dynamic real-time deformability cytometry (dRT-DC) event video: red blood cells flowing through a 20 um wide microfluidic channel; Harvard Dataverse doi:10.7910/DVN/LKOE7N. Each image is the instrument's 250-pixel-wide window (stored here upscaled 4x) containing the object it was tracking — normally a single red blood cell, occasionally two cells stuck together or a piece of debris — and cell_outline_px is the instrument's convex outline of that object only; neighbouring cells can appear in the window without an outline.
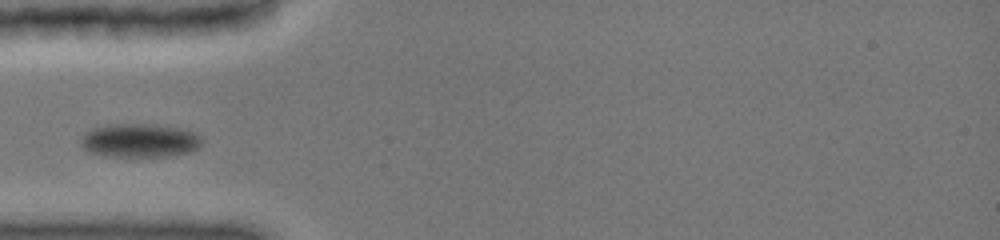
{"species": "common noctule bat (a hibernating species)", "species_latin": "Nyctalus noctula", "temperature_condition": "cold", "stored_images_in_passage": 7, "camera_frame_rate_fps": 3000, "um_per_image_px": 0.085, "animal": {"sex": "female", "body_mass_g": 19.0, "forearm_length_mm": 51.5}, "frame": {"image": 1, "passage_image": 1, "time_ms": 0.0, "image_size_px": [1000, 240], "cell_outline_px": [[204, 140], [192, 152], [172, 156], [104, 156], [88, 152], [80, 144], [80, 140], [84, 132], [92, 128], [108, 124], [148, 124], [180, 128], [196, 132]], "centroid_in_image_um": [11.86, 11.94], "position_along_channel_um": 73.1, "area_um2": 24.04}}
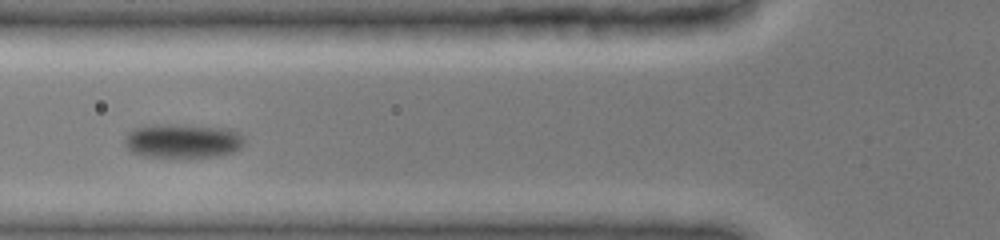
{"frame": {"image": 2, "passage_image": 6, "time_ms": 1.0, "image_size_px": [1000, 240], "cell_outline_px": [[244, 144], [240, 148], [232, 152], [216, 156], [144, 156], [132, 152], [124, 144], [124, 140], [128, 132], [132, 128], [144, 124], [184, 124], [232, 128], [240, 132], [244, 136]], "centroid_in_image_um": [15.54, 11.92], "position_along_channel_um": 110.3, "area_um2": 24.22}}